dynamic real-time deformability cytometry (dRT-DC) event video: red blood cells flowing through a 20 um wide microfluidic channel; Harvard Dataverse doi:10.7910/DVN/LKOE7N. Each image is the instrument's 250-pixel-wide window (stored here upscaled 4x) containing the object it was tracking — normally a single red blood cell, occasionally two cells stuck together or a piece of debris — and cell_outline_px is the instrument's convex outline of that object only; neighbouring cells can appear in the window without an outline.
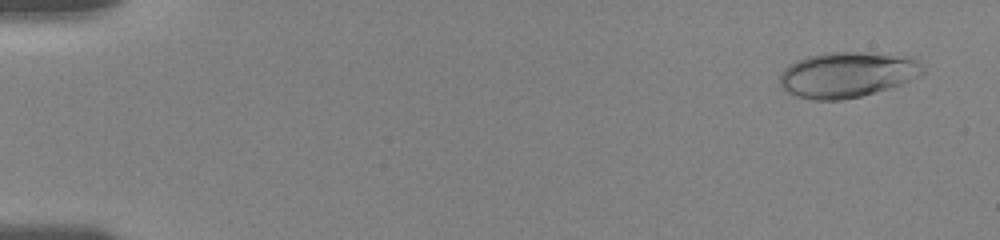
{"species": "human", "species_latin": "Homo sapiens", "temperature_condition": "room temperature", "stored_images_in_passage": 23, "camera_frame_rate_fps": 3000, "um_per_image_px": 0.085, "donor": {"sex": "female"}, "frame": {"image": 1, "passage_image": 2, "time_ms": 0.667, "image_size_px": [1000, 240], "cell_outline_px": [[924, 72], [892, 88], [860, 96], [840, 100], [816, 100], [796, 96], [780, 88], [780, 76], [784, 68], [796, 60], [808, 56], [824, 52], [860, 52], [916, 56], [924, 68]], "centroid_in_image_um": [72.02, 6.33], "position_along_channel_um": 13.0, "area_um2": 38.21}}
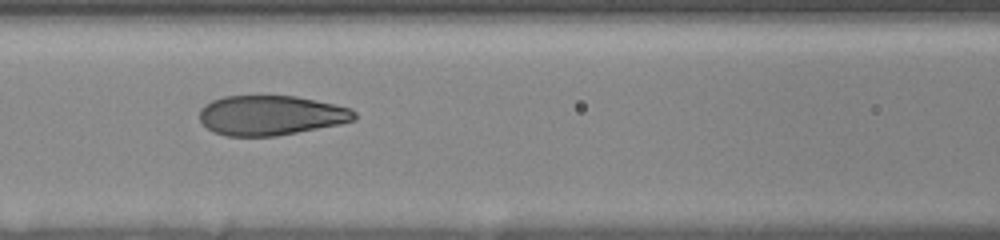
{"frame": {"image": 2, "passage_image": 17, "time_ms": 8.0, "image_size_px": [1000, 240], "cell_outline_px": [[356, 120], [340, 124], [276, 136], [228, 136], [212, 132], [200, 120], [200, 108], [204, 104], [212, 100], [224, 96], [296, 96], [332, 104], [348, 108], [356, 112]], "centroid_in_image_um": [22.99, 9.81], "position_along_channel_um": 143.6, "area_um2": 35.78}}
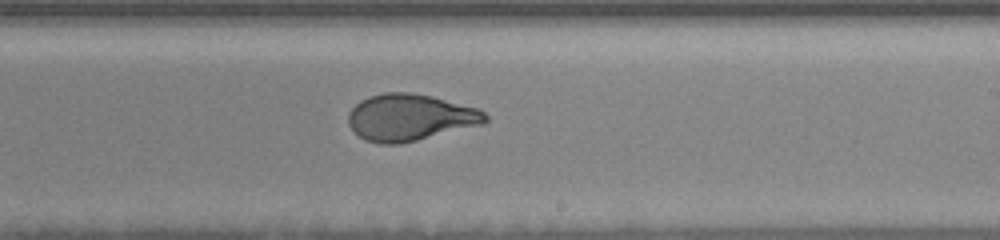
{"frame": {"image": 3, "passage_image": 23, "time_ms": 11.0, "image_size_px": [1000, 240], "cell_outline_px": [[488, 120], [484, 124], [400, 144], [380, 144], [364, 140], [348, 124], [348, 112], [360, 100], [384, 92], [408, 92], [432, 96], [480, 108], [488, 116]], "centroid_in_image_um": [34.88, 9.98], "position_along_channel_um": 254.1, "area_um2": 37.4}}